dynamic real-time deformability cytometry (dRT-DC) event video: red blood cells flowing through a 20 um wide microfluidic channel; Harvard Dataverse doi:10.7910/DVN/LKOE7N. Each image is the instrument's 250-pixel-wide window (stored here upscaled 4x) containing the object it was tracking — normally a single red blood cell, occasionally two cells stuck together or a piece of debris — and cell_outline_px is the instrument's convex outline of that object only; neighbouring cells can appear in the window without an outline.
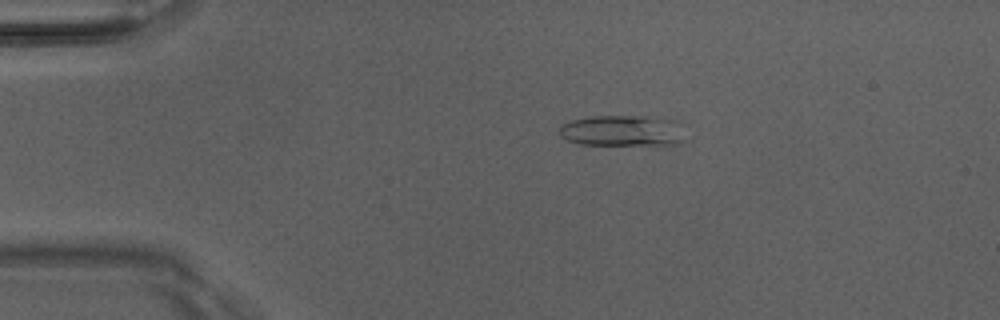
{"species": "Egyptian fruit bat (a non-hibernating species)", "species_latin": "Rousettus aegyptiacus", "temperature_condition": "room temperature", "stored_images_in_passage": 49, "camera_frame_rate_fps": 3000, "um_per_image_px": 0.085, "animal": {"sex": "male"}, "frame": {"image": 1, "passage_image": 9, "time_ms": 2.667, "image_size_px": [1000, 320], "cell_outline_px": [[684, 140], [676, 144], [656, 148], [580, 144], [568, 140], [560, 136], [560, 128], [564, 124], [572, 120], [592, 116], [644, 116], [672, 120]], "centroid_in_image_um": [52.89, 11.18], "position_along_channel_um": 32.1, "area_um2": 23.29}}
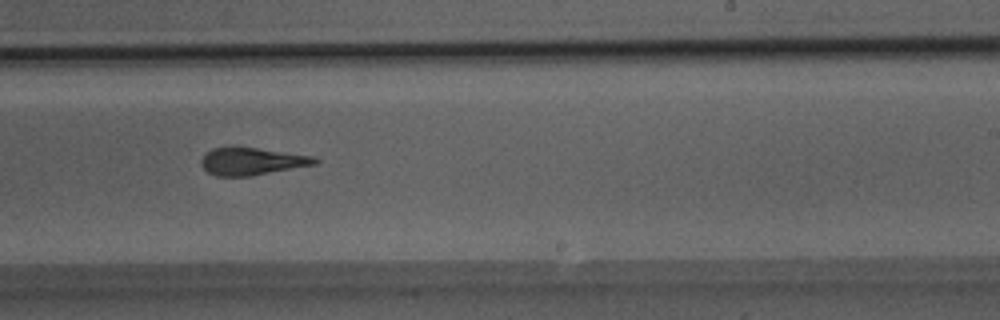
{"frame": {"image": 2, "passage_image": 30, "time_ms": 9.667, "image_size_px": [1000, 320], "cell_outline_px": [[320, 160], [316, 164], [252, 176], [216, 176], [208, 172], [200, 164], [200, 160], [212, 148], [232, 144], [312, 156]], "centroid_in_image_um": [21.36, 13.68], "position_along_channel_um": 267.6, "area_um2": 18.55}}
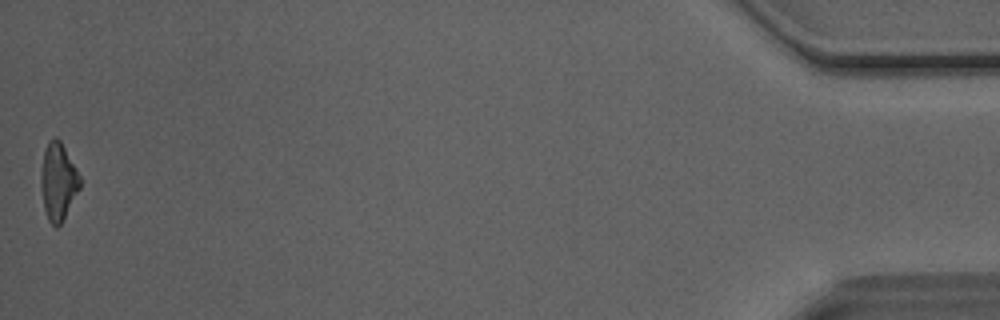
{"frame": {"image": 3, "passage_image": 49, "time_ms": 16.0, "image_size_px": [1000, 320], "cell_outline_px": [[80, 188], [60, 224], [56, 228], [48, 220], [44, 208], [40, 188], [40, 176], [44, 152], [48, 140], [56, 136], [60, 140], [76, 168], [80, 176]], "centroid_in_image_um": [4.92, 15.42], "position_along_channel_um": 430.3, "area_um2": 17.46}, "authors_computed_cell_mechanics": {"area_um2": 18.8428, "velocity_mm_per_s": 4.0945, "shape_relaxation_time_tau1_ms": 6.4742, "shape_relaxation_time_tau2_ms": 1.7042, "deformation_change_tau1": 0.2133, "deformation_change_tau2": 0.1098}}